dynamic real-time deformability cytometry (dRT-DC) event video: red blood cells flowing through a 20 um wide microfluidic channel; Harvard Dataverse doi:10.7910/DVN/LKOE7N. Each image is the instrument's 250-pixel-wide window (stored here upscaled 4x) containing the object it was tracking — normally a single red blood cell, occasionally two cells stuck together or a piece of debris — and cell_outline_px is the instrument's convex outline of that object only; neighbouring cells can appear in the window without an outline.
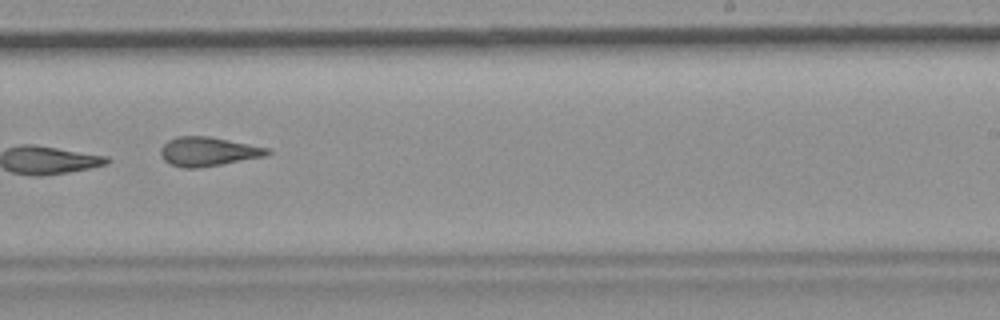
{"species": "common noctule bat (a hibernating species)", "species_latin": "Nyctalus noctula", "temperature_condition": "room temperature", "stored_images_in_passage": 14, "camera_frame_rate_fps": 3000, "um_per_image_px": 0.085, "animal": {"sex": "female", "body_mass_g": 19.9}, "frame": {"image": 1, "passage_image": 10, "time_ms": 3.0, "image_size_px": [1000, 320], "cell_outline_px": [[272, 152], [268, 156], [200, 168], [184, 168], [168, 164], [160, 156], [160, 148], [168, 140], [176, 136], [212, 136], [268, 148]], "centroid_in_image_um": [17.68, 12.88], "position_along_channel_um": 271.3, "area_um2": 18.44}}